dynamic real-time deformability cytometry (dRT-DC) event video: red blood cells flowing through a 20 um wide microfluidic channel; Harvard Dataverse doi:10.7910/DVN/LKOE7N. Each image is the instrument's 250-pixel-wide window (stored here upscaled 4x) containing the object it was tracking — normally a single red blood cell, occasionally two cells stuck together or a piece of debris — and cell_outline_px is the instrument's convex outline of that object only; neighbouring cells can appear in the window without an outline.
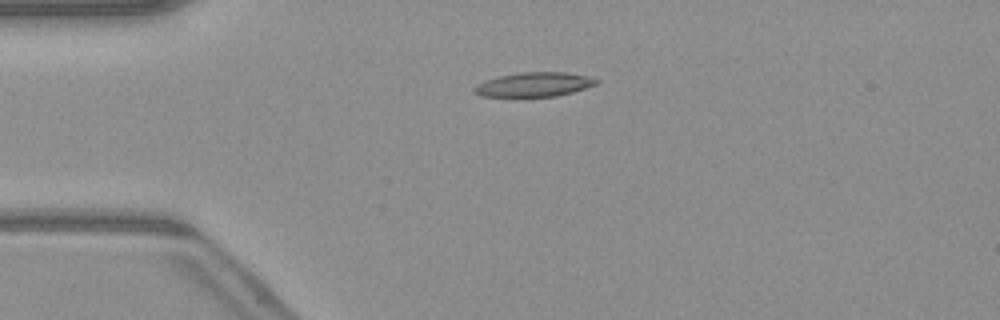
{"species": "common noctule bat (a hibernating species)", "species_latin": "Nyctalus noctula", "temperature_condition": "warm", "stored_images_in_passage": 40, "camera_frame_rate_fps": 3000, "um_per_image_px": 0.085, "animal": {"sex": "male", "body_mass_g": 23.1, "forearm_length_mm": 52.7}, "frame": {"image": 1, "passage_image": 2, "time_ms": 0.333, "image_size_px": [1000, 320], "cell_outline_px": [[596, 84], [572, 92], [556, 96], [524, 100], [516, 100], [480, 96], [472, 88], [476, 84], [500, 76], [520, 72], [564, 72], [588, 76], [596, 80]], "centroid_in_image_um": [45.29, 7.25], "position_along_channel_um": 39.7, "area_um2": 18.09}}
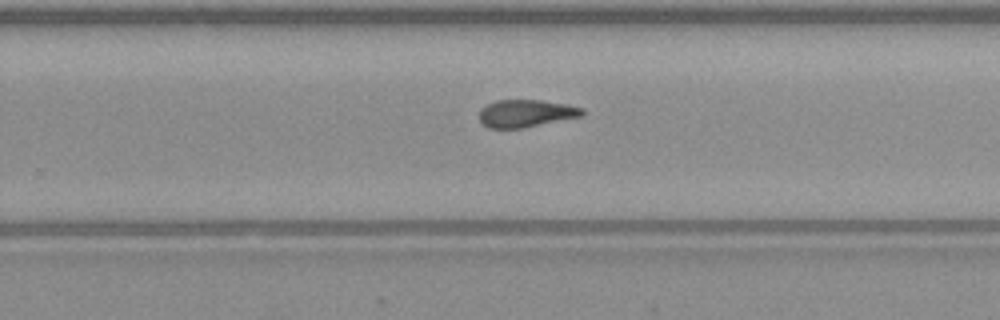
{"frame": {"image": 2, "passage_image": 22, "time_ms": 7.0, "image_size_px": [1000, 320], "cell_outline_px": [[584, 112], [580, 116], [520, 128], [488, 128], [480, 120], [480, 108], [496, 100], [540, 100], [564, 104], [584, 108]], "centroid_in_image_um": [44.66, 9.62], "position_along_channel_um": 285.1, "area_um2": 16.13}}
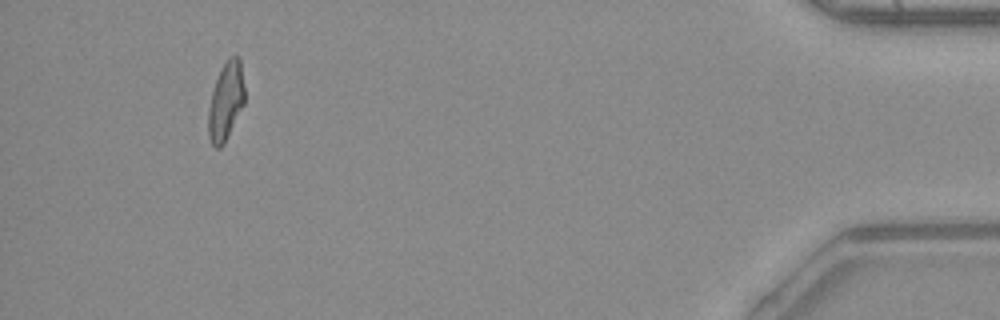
{"frame": {"image": 3, "passage_image": 37, "time_ms": 12.0, "image_size_px": [1000, 320], "cell_outline_px": [[244, 104], [224, 144], [220, 148], [216, 148], [212, 144], [208, 136], [208, 108], [212, 92], [216, 80], [228, 56], [240, 56], [244, 88]], "centroid_in_image_um": [19.19, 8.62], "position_along_channel_um": 416.0, "area_um2": 16.47}, "authors_computed_cell_mechanics": {"area_um2": 16.9643, "velocity_mm_per_s": 4.1061, "shape_relaxation_time_tau1_ms": null, "shape_relaxation_time_tau2_ms": 6.0341, "deformation_change_tau1": null, "deformation_change_tau2": 0.1769}}